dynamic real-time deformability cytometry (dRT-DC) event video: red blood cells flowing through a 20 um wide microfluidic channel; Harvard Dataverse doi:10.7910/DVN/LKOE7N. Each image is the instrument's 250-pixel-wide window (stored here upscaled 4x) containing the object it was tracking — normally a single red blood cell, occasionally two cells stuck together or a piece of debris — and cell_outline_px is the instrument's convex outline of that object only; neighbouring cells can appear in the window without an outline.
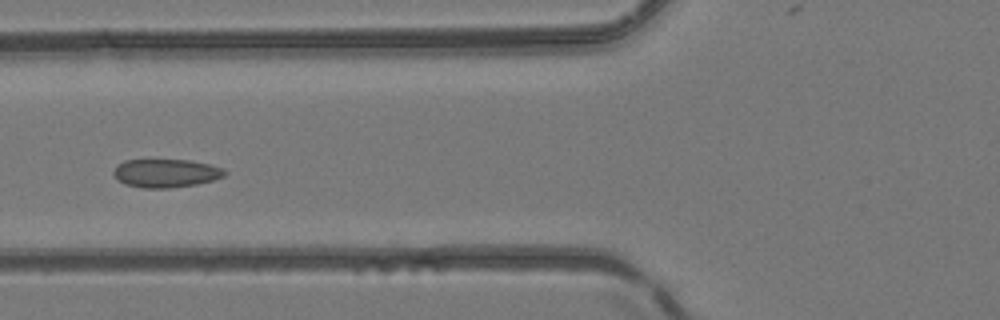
{"species": "common noctule bat (a hibernating species)", "species_latin": "Nyctalus noctula", "temperature_condition": "room temperature", "stored_images_in_passage": 4, "camera_frame_rate_fps": 3000, "um_per_image_px": 0.085, "animal": {"sex": "female", "body_mass_g": 24.6, "forearm_length_mm": 56.2}, "frame": {"image": 1, "passage_image": 4, "time_ms": 1.0, "image_size_px": [1000, 320], "cell_outline_px": [[228, 172], [224, 176], [212, 180], [196, 184], [168, 188], [144, 188], [124, 184], [112, 172], [116, 164], [124, 160], [192, 160], [224, 168]], "centroid_in_image_um": [14.1, 14.71], "position_along_channel_um": 111.7, "area_um2": 18.38}}